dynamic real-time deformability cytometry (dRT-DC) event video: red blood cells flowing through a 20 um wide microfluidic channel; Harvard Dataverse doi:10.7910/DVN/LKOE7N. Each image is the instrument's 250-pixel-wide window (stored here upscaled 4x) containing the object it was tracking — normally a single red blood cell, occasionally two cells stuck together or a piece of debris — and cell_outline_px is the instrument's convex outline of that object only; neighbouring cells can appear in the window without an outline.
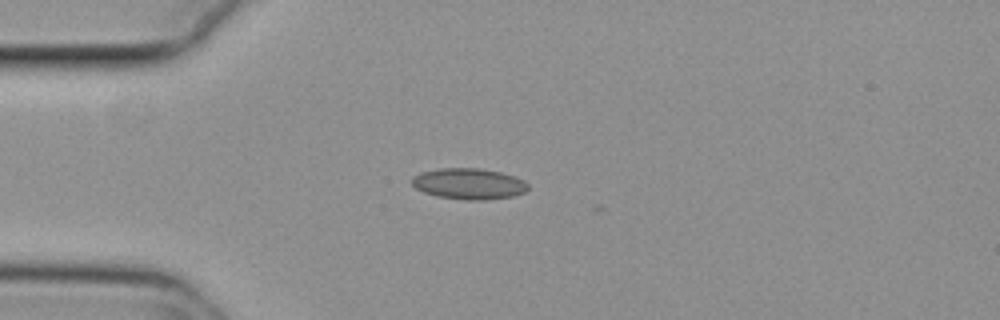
{"species": "common noctule bat (a hibernating species)", "species_latin": "Nyctalus noctula", "temperature_condition": "cold", "stored_images_in_passage": 2, "camera_frame_rate_fps": 3000, "um_per_image_px": 0.085, "animal": {"sex": "female", "body_mass_g": 29.2, "forearm_length_mm": 56.3}, "frame": {"image": 1, "passage_image": 1, "time_ms": 0.0, "image_size_px": [1000, 320], "cell_outline_px": [[528, 188], [524, 192], [512, 196], [484, 200], [468, 200], [436, 196], [424, 192], [416, 188], [412, 184], [412, 176], [420, 172], [440, 168], [480, 168], [500, 172], [524, 180], [528, 184]], "centroid_in_image_um": [39.83, 15.61], "position_along_channel_um": 45.2, "area_um2": 20.92}}